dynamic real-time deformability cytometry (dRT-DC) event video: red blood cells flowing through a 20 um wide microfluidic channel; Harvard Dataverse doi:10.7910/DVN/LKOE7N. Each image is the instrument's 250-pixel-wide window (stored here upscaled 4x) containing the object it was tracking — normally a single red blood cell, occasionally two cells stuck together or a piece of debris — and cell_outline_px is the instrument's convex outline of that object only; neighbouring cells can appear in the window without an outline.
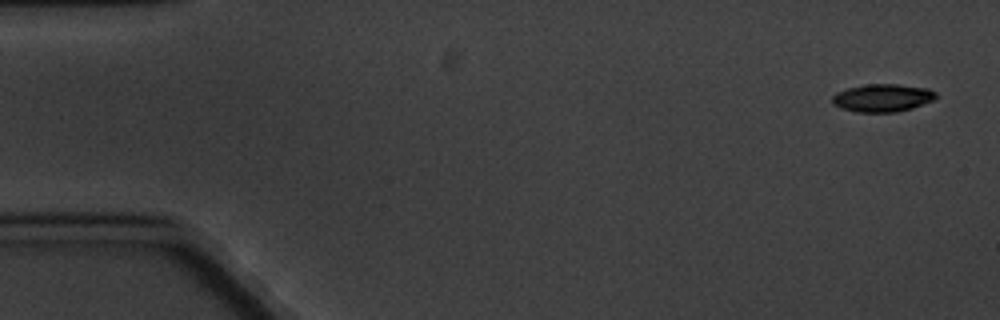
{"species": "common noctule bat (a hibernating species)", "species_latin": "Nyctalus noctula", "temperature_condition": "cold", "stored_images_in_passage": 9, "camera_frame_rate_fps": 3000, "um_per_image_px": 0.085, "animal": {"sex": "male", "body_mass_g": 20.1, "forearm_length_mm": 53.5}, "frame": {"image": 1, "passage_image": 1, "time_ms": 0.0, "image_size_px": [1000, 320], "cell_outline_px": [[936, 96], [932, 100], [912, 108], [896, 112], [856, 112], [840, 108], [832, 104], [832, 96], [836, 92], [848, 88], [868, 84], [896, 84], [928, 88], [936, 92]], "centroid_in_image_um": [74.97, 8.32], "position_along_channel_um": 10.0, "area_um2": 16.76}}
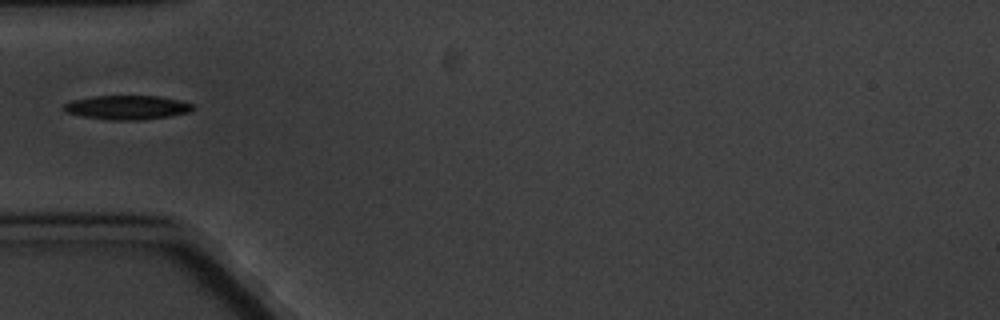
{"frame": {"image": 2, "passage_image": 6, "time_ms": 5.667, "image_size_px": [1000, 320], "cell_outline_px": [[196, 108], [188, 112], [168, 116], [140, 120], [108, 120], [80, 116], [64, 112], [60, 108], [64, 104], [72, 100], [92, 96], [160, 96], [180, 100], [192, 104]], "centroid_in_image_um": [10.75, 9.13], "position_along_channel_um": 74.3, "area_um2": 18.32}}